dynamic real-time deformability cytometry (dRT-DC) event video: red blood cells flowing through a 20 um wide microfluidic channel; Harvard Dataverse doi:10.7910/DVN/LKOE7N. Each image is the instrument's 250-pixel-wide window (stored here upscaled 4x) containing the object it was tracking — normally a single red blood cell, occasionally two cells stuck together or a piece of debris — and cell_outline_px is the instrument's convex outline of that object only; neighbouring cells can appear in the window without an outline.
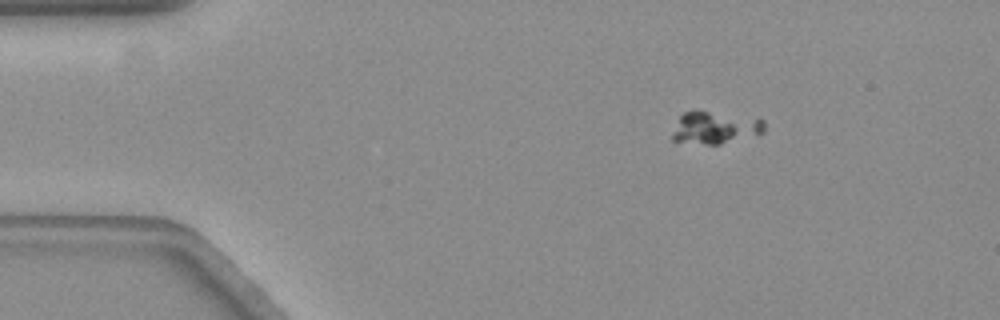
{"species": "common noctule bat (a hibernating species)", "species_latin": "Nyctalus noctula", "temperature_condition": "warm", "stored_images_in_passage": 2, "camera_frame_rate_fps": 3000, "um_per_image_px": 0.085, "animal": {"sex": "female", "body_mass_g": 19.3, "forearm_length_mm": 54.1}, "frame": {"image": 1, "passage_image": 1, "time_ms": 0.0, "image_size_px": [1000, 320], "cell_outline_px": [[764, 132], [720, 144], [704, 144], [672, 140], [672, 136], [680, 116], [684, 112], [708, 112], [764, 120]], "centroid_in_image_um": [60.77, 10.88], "position_along_channel_um": 24.2, "area_um2": 16.42}}